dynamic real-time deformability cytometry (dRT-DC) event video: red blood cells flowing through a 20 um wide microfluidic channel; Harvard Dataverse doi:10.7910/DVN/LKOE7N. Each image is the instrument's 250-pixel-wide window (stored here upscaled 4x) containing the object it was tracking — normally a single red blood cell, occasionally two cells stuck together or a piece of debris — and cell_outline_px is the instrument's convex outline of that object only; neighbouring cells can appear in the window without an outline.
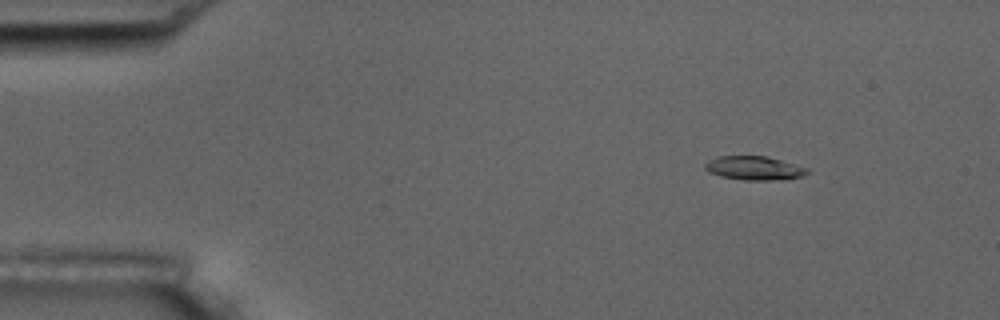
{"species": "common noctule bat (a hibernating species)", "species_latin": "Nyctalus noctula", "temperature_condition": "room temperature", "stored_images_in_passage": 5, "camera_frame_rate_fps": 3000, "um_per_image_px": 0.085, "animal": {"sex": "male", "body_mass_g": 17.5, "forearm_length_mm": 52.3}, "frame": {"image": 1, "passage_image": 1, "time_ms": 0.0, "image_size_px": [1000, 320], "cell_outline_px": [[808, 172], [804, 176], [780, 180], [744, 180], [720, 176], [708, 172], [704, 168], [704, 164], [708, 160], [716, 156], [764, 156], [780, 160], [808, 168]], "centroid_in_image_um": [64.07, 14.29], "position_along_channel_um": 20.9, "area_um2": 14.22}}
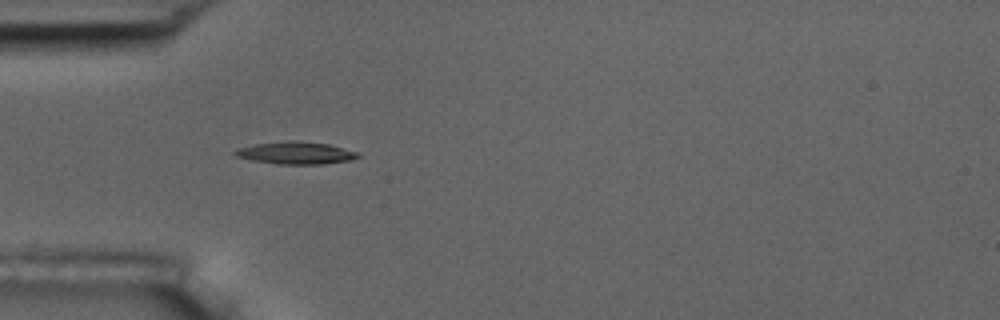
{"frame": {"image": 2, "passage_image": 4, "time_ms": 1.0, "image_size_px": [1000, 320], "cell_outline_px": [[360, 156], [348, 160], [320, 164], [280, 164], [252, 160], [236, 156], [232, 152], [236, 148], [256, 144], [288, 140], [292, 140], [328, 144], [360, 152]], "centroid_in_image_um": [25.12, 12.99], "position_along_channel_um": 59.9, "area_um2": 15.9}}